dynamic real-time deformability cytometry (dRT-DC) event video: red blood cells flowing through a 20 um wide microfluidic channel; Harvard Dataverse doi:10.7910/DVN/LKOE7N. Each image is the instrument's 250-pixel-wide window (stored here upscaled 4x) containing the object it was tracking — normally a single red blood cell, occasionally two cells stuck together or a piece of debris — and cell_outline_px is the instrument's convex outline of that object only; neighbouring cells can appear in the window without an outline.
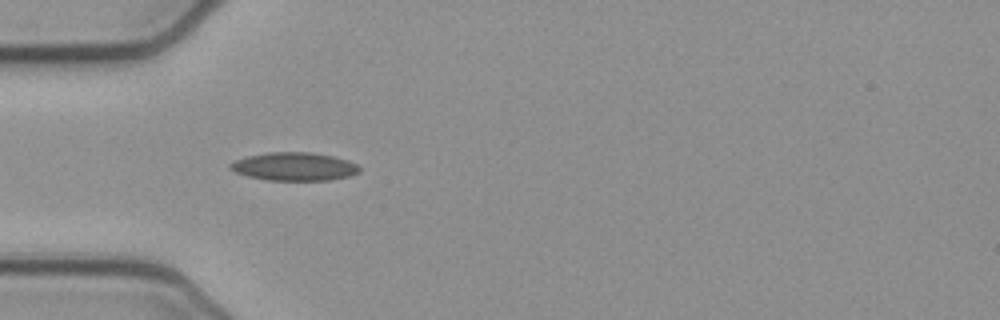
{"species": "common noctule bat (a hibernating species)", "species_latin": "Nyctalus noctula", "temperature_condition": "cold", "stored_images_in_passage": 11, "camera_frame_rate_fps": 3000, "um_per_image_px": 0.085, "animal": {"sex": "female", "body_mass_g": 21.9}, "frame": {"image": 1, "passage_image": 4, "time_ms": 1.0, "image_size_px": [1000, 320], "cell_outline_px": [[360, 172], [348, 176], [328, 180], [268, 180], [248, 176], [236, 172], [228, 168], [228, 164], [236, 160], [248, 156], [268, 152], [312, 152], [332, 156], [348, 160], [356, 164], [360, 168]], "centroid_in_image_um": [25.0, 14.15], "position_along_channel_um": 60.0, "area_um2": 21.15}}